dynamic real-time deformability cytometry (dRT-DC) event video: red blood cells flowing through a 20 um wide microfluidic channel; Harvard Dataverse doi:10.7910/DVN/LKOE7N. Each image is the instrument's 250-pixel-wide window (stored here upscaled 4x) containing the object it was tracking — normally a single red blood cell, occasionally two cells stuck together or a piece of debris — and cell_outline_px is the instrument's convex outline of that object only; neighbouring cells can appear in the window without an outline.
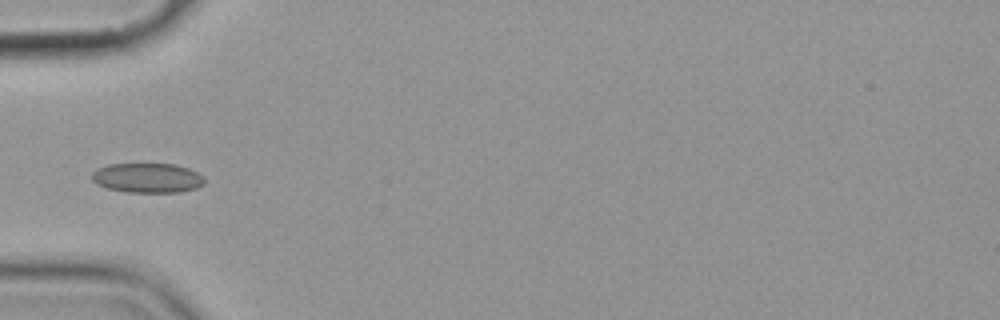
{"species": "common noctule bat (a hibernating species)", "species_latin": "Nyctalus noctula", "temperature_condition": "cold", "stored_images_in_passage": 7, "camera_frame_rate_fps": 3000, "um_per_image_px": 0.085, "animal": {"sex": "female", "body_mass_g": 19.9}, "frame": {"image": 1, "passage_image": 5, "time_ms": 4.667, "image_size_px": [1000, 320], "cell_outline_px": [[204, 184], [196, 188], [180, 192], [128, 192], [108, 188], [96, 184], [92, 180], [92, 172], [96, 168], [108, 164], [176, 164], [188, 168], [196, 172], [204, 180]], "centroid_in_image_um": [12.5, 15.12], "position_along_channel_um": 72.5, "area_um2": 19.42}}
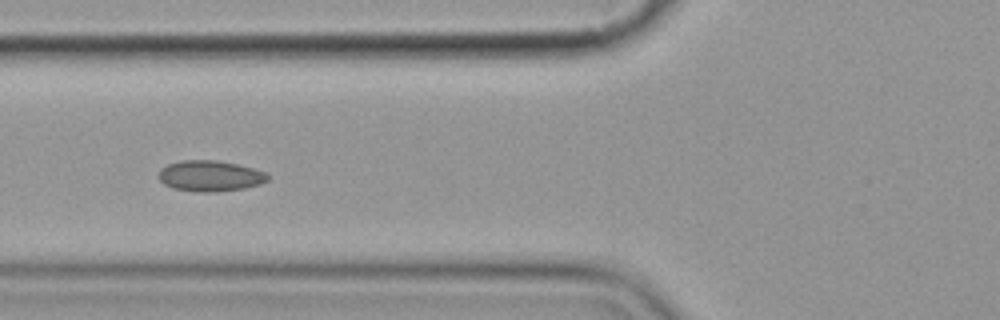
{"frame": {"image": 2, "passage_image": 6, "time_ms": 5.667, "image_size_px": [1000, 320], "cell_outline_px": [[268, 180], [260, 184], [244, 188], [216, 192], [196, 192], [172, 188], [164, 184], [156, 176], [160, 168], [168, 164], [184, 160], [216, 160], [236, 164], [252, 168], [264, 172], [268, 176]], "centroid_in_image_um": [17.8, 14.96], "position_along_channel_um": 108.0, "area_um2": 19.65}}
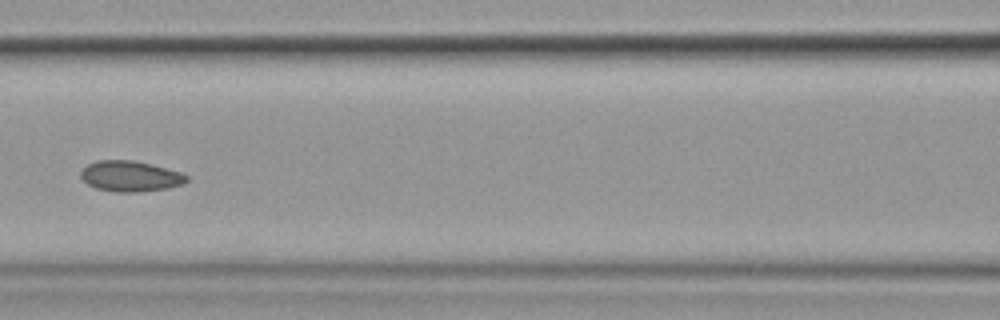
{"frame": {"image": 3, "passage_image": 7, "time_ms": 7.0, "image_size_px": [1000, 320], "cell_outline_px": [[188, 180], [184, 184], [168, 188], [136, 192], [116, 192], [96, 188], [88, 184], [80, 176], [80, 172], [88, 164], [96, 160], [132, 160], [152, 164], [180, 172], [188, 176]], "centroid_in_image_um": [11.08, 14.97], "position_along_channel_um": 155.5, "area_um2": 18.9}}